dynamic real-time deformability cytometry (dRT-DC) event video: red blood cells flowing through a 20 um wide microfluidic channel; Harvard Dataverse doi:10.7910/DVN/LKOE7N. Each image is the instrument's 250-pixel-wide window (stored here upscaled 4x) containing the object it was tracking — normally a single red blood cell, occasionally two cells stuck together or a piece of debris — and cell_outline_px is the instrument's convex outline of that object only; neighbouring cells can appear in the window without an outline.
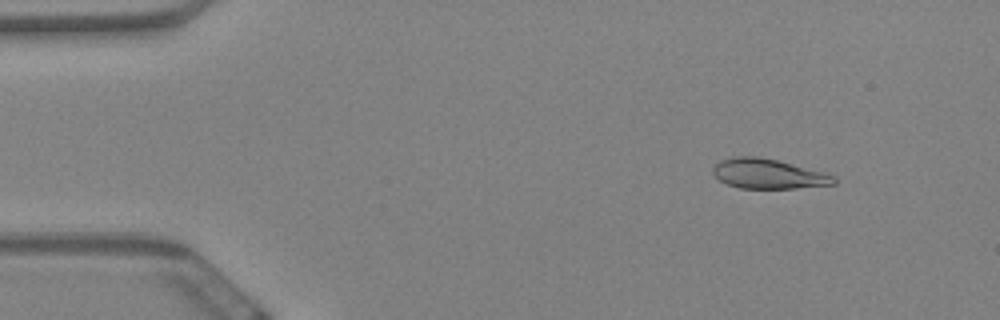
{"species": "Egyptian fruit bat (a non-hibernating species)", "species_latin": "Rousettus aegyptiacus", "temperature_condition": "warm", "stored_images_in_passage": 59, "camera_frame_rate_fps": 3000, "um_per_image_px": 0.085, "animal": {"sex": "female"}, "frame": {"image": 1, "passage_image": 7, "time_ms": 2.0, "image_size_px": [1000, 320], "cell_outline_px": [[836, 184], [796, 188], [740, 188], [728, 184], [720, 180], [712, 172], [712, 168], [720, 160], [732, 156], [756, 156], [776, 160], [824, 172], [836, 176]], "centroid_in_image_um": [65.3, 14.77], "position_along_channel_um": 19.7, "area_um2": 20.92}}
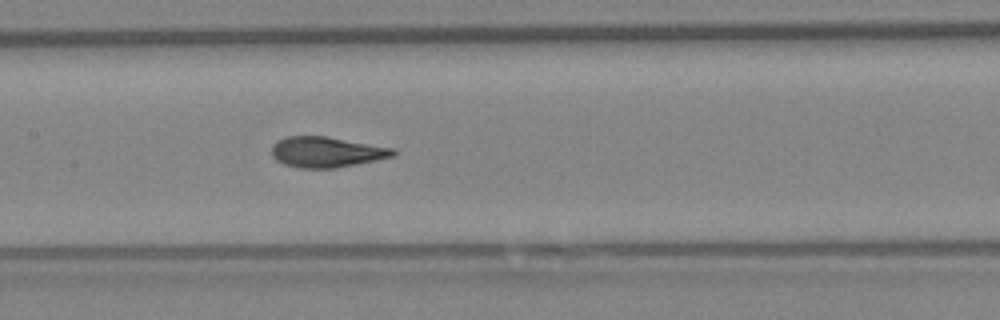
{"frame": {"image": 2, "passage_image": 29, "time_ms": 9.333, "image_size_px": [1000, 320], "cell_outline_px": [[396, 156], [336, 168], [300, 168], [284, 164], [276, 160], [272, 156], [272, 144], [276, 140], [288, 136], [328, 136], [396, 148]], "centroid_in_image_um": [27.77, 12.91], "position_along_channel_um": 179.6, "area_um2": 21.91}}
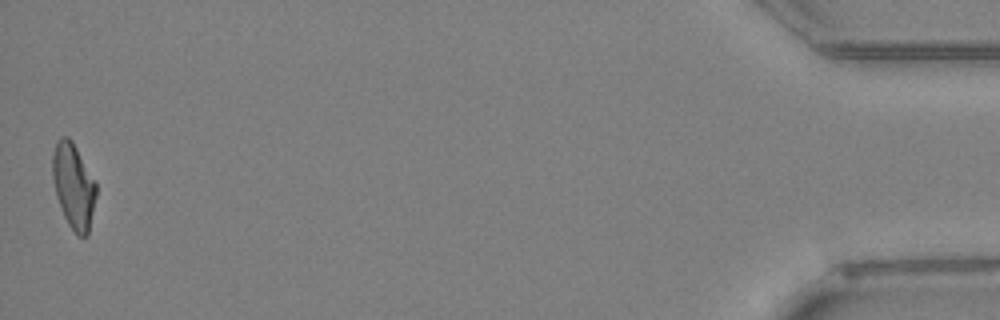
{"frame": {"image": 3, "passage_image": 59, "time_ms": 19.333, "image_size_px": [1000, 320], "cell_outline_px": [[96, 196], [88, 236], [76, 236], [68, 224], [64, 216], [56, 196], [52, 176], [52, 156], [56, 140], [60, 136], [68, 136], [72, 140], [96, 184]], "centroid_in_image_um": [6.23, 15.81], "position_along_channel_um": 429.0, "area_um2": 21.68}, "authors_computed_cell_mechanics": {"area_um2": 21.675, "velocity_mm_per_s": 3.4418, "shape_relaxation_time_tau1_ms": 7.5724, "shape_relaxation_time_tau2_ms": 1.2677, "deformation_change_tau1": 0.2238, "deformation_change_tau2": 0.0594}}